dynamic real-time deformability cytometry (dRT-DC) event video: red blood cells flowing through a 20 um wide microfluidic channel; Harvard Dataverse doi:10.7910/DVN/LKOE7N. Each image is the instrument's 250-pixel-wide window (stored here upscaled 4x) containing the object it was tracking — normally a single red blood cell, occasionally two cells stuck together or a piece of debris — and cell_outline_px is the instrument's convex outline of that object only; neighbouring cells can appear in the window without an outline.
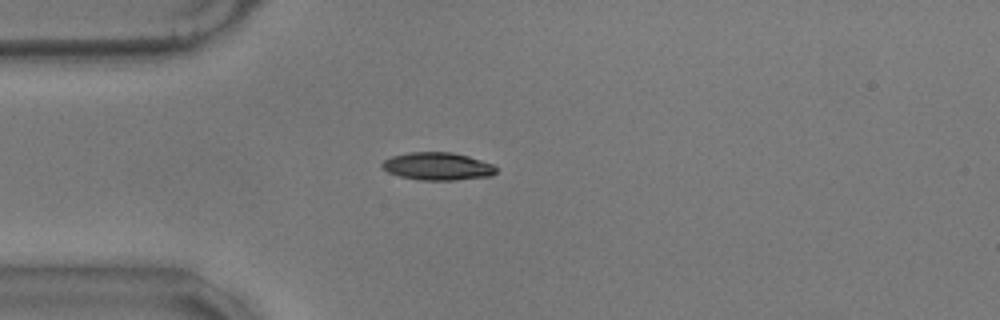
{"species": "common noctule bat (a hibernating species)", "species_latin": "Nyctalus noctula", "temperature_condition": "warm", "stored_images_in_passage": 43, "camera_frame_rate_fps": 3000, "um_per_image_px": 0.085, "animal": {"sex": "male", "body_mass_g": 17.9}, "frame": {"image": 1, "passage_image": 1, "time_ms": 0.0, "image_size_px": [1000, 320], "cell_outline_px": [[496, 172], [492, 176], [456, 180], [420, 180], [400, 176], [388, 172], [380, 168], [380, 164], [384, 160], [392, 156], [408, 152], [452, 152], [468, 156], [492, 164], [496, 168]], "centroid_in_image_um": [37.16, 14.14], "position_along_channel_um": 47.8, "area_um2": 18.5}}
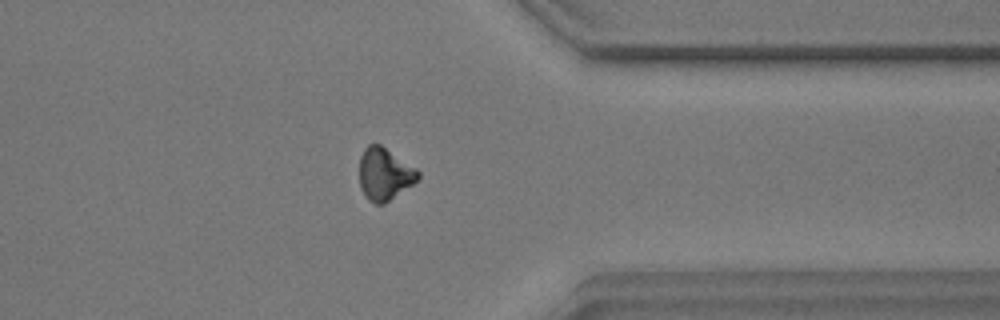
{"frame": {"image": 2, "passage_image": 31, "time_ms": 10.0, "image_size_px": [1000, 320], "cell_outline_px": [[420, 176], [412, 184], [384, 204], [376, 204], [368, 200], [360, 188], [360, 156], [364, 148], [368, 144], [380, 144], [416, 168], [420, 172]], "centroid_in_image_um": [32.67, 14.79], "position_along_channel_um": 378.7, "area_um2": 17.74}}
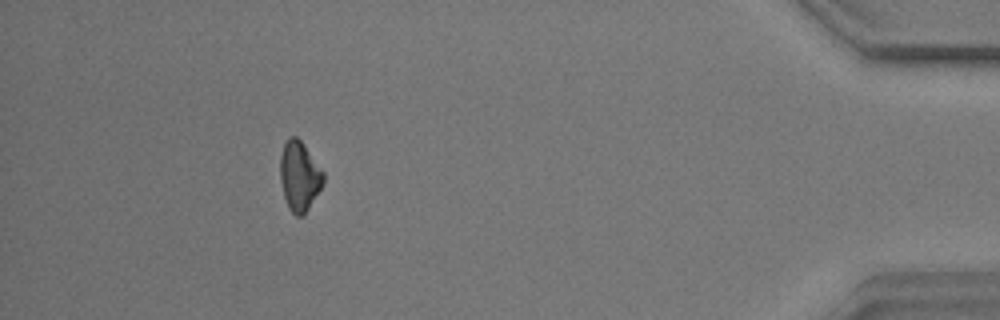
{"frame": {"image": 3, "passage_image": 38, "time_ms": 12.333, "image_size_px": [1000, 320], "cell_outline_px": [[324, 184], [308, 208], [300, 216], [296, 216], [288, 208], [284, 196], [280, 180], [280, 156], [284, 144], [288, 136], [296, 136], [300, 140], [324, 172]], "centroid_in_image_um": [25.44, 14.95], "position_along_channel_um": 409.8, "area_um2": 17.4}, "authors_computed_cell_mechanics": {"area_um2": 17.7446, "velocity_mm_per_s": 3.5065, "shape_relaxation_time_tau1_ms": 5.6412, "shape_relaxation_time_tau2_ms": 4.8138, "deformation_change_tau1": 0.1393, "deformation_change_tau2": 0.1113}}